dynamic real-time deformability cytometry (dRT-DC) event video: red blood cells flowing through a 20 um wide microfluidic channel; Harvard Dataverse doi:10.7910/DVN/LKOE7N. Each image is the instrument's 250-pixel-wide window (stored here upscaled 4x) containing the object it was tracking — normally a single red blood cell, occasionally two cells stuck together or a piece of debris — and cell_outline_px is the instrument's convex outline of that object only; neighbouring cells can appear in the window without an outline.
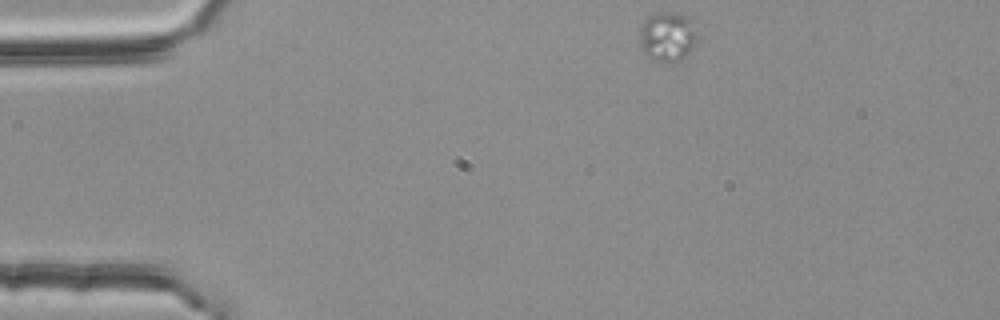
{"species": "common noctule bat (a hibernating species)", "species_latin": "Nyctalus noctula", "temperature_condition": "room temperature", "stored_images_in_passage": 2, "camera_frame_rate_fps": 3000, "um_per_image_px": 0.085, "animal": {"sex": "female", "body_mass_g": 25.1}, "frame": {"image": 1, "passage_image": 1, "time_ms": 0.0, "image_size_px": [1000, 320], "cell_outline_px": [[696, 40], [692, 48], [684, 56], [676, 60], [652, 60], [640, 48], [640, 28], [644, 20], [648, 16], [656, 12], [672, 12], [684, 16], [688, 20], [696, 36]], "centroid_in_image_um": [56.65, 3.09], "position_along_channel_um": 28.3, "area_um2": 15.95}}